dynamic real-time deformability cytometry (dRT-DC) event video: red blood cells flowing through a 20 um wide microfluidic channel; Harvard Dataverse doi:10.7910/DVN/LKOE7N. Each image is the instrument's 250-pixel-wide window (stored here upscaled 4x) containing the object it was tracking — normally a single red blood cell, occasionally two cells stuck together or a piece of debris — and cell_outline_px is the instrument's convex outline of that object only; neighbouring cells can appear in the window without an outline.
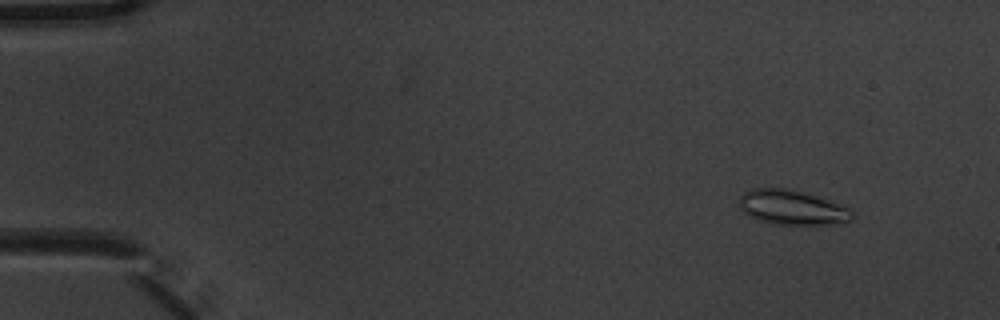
{"species": "common noctule bat (a hibernating species)", "species_latin": "Nyctalus noctula", "temperature_condition": "warm", "stored_images_in_passage": 6, "segment_of_instrument_passage": [1, 2], "camera_frame_rate_fps": 3000, "um_per_image_px": 0.085, "animal": {"sex": "male", "body_mass_g": 20.1, "forearm_length_mm": 53.5}, "frame": {"image": 1, "passage_image": 2, "time_ms": 0.333, "image_size_px": [1000, 320], "cell_outline_px": [[852, 220], [840, 224], [772, 224], [760, 220], [744, 212], [740, 208], [740, 196], [744, 192], [756, 188], [784, 188], [804, 192], [816, 196], [848, 208], [852, 212]], "centroid_in_image_um": [67.33, 17.64], "position_along_channel_um": 17.7, "area_um2": 22.43}}
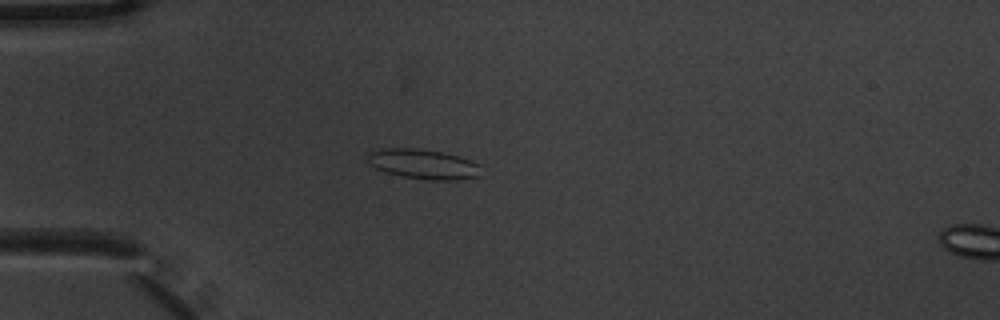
{"frame": {"image": 2, "passage_image": 5, "time_ms": 1.333, "image_size_px": [1000, 320], "cell_outline_px": [[480, 176], [456, 180], [432, 180], [400, 176], [384, 172], [376, 168], [368, 160], [368, 152], [380, 148], [416, 148], [440, 152], [456, 156], [480, 164]], "centroid_in_image_um": [35.96, 13.95], "position_along_channel_um": 49.0, "area_um2": 19.59}}